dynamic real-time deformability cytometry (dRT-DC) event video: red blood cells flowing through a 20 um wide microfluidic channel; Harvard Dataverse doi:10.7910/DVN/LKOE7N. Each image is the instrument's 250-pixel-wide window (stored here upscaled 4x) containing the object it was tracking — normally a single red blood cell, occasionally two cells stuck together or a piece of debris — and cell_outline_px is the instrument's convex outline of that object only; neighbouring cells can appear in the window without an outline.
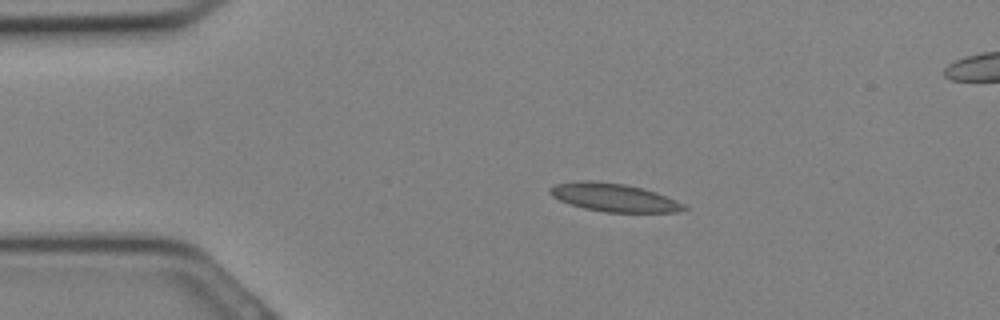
{"species": "Egyptian fruit bat (a non-hibernating species)", "species_latin": "Rousettus aegyptiacus", "temperature_condition": "cold", "stored_images_in_passage": 13, "camera_frame_rate_fps": 3000, "um_per_image_px": 0.085, "animal": {"sex": "female"}, "frame": {"image": 1, "passage_image": 6, "time_ms": 1.667, "image_size_px": [1000, 320], "cell_outline_px": [[688, 208], [676, 212], [608, 212], [584, 208], [560, 200], [552, 196], [548, 192], [548, 188], [556, 184], [580, 180], [592, 180], [624, 184], [644, 188], [656, 192], [676, 200], [684, 204]], "centroid_in_image_um": [52.17, 16.77], "position_along_channel_um": 32.8, "area_um2": 21.91}}
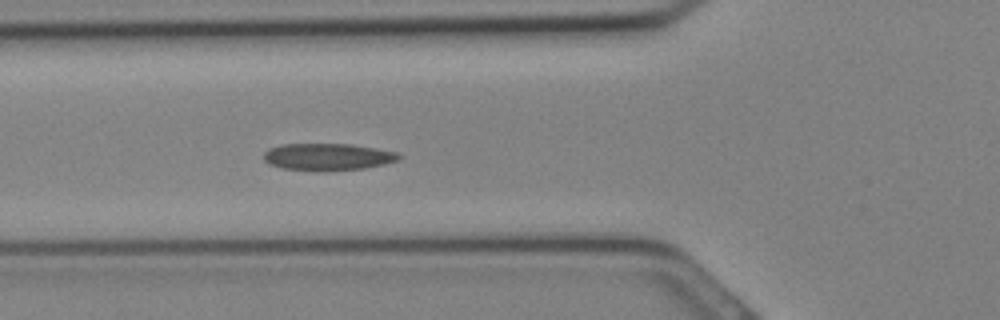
{"frame": {"image": 2, "passage_image": 11, "time_ms": 3.333, "image_size_px": [1000, 320], "cell_outline_px": [[400, 160], [384, 164], [364, 168], [280, 168], [268, 164], [264, 160], [264, 152], [268, 148], [280, 144], [352, 144], [400, 152]], "centroid_in_image_um": [27.87, 13.28], "position_along_channel_um": 97.9, "area_um2": 20.52}}
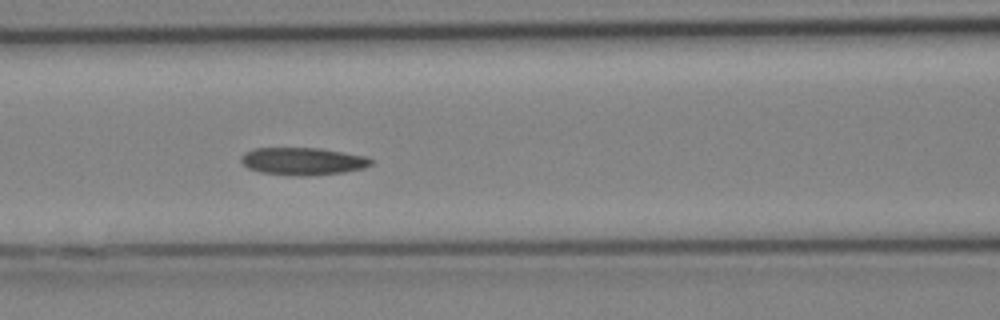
{"frame": {"image": 3, "passage_image": 13, "time_ms": 4.0, "image_size_px": [1000, 320], "cell_outline_px": [[372, 164], [364, 168], [344, 172], [308, 176], [296, 176], [260, 172], [248, 168], [240, 160], [240, 156], [244, 152], [252, 148], [320, 148], [364, 156], [372, 160]], "centroid_in_image_um": [25.7, 13.71], "position_along_channel_um": 140.9, "area_um2": 20.87}}